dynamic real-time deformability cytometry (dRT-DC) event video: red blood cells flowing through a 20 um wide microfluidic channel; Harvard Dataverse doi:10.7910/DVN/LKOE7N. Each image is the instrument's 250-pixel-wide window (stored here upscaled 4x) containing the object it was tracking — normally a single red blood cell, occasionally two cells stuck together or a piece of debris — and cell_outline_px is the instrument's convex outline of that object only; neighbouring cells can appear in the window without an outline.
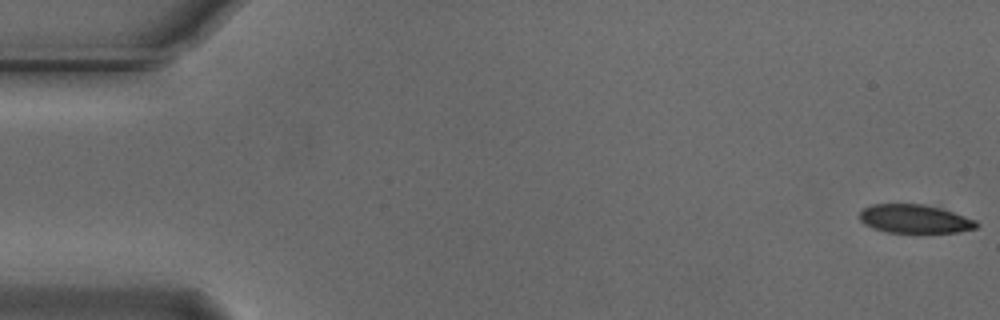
{"species": "Egyptian fruit bat (a non-hibernating species)", "species_latin": "Rousettus aegyptiacus", "temperature_condition": "cold", "stored_images_in_passage": 47, "camera_frame_rate_fps": 3000, "um_per_image_px": 0.085, "animal": {"sex": "male"}, "frame": {"image": 1, "passage_image": 1, "time_ms": 0.0, "image_size_px": [1000, 320], "cell_outline_px": [[980, 224], [976, 228], [960, 232], [888, 232], [872, 228], [864, 224], [860, 220], [860, 212], [864, 208], [872, 204], [924, 204], [940, 208], [976, 220]], "centroid_in_image_um": [77.75, 18.6], "position_along_channel_um": 7.2, "area_um2": 19.36}}
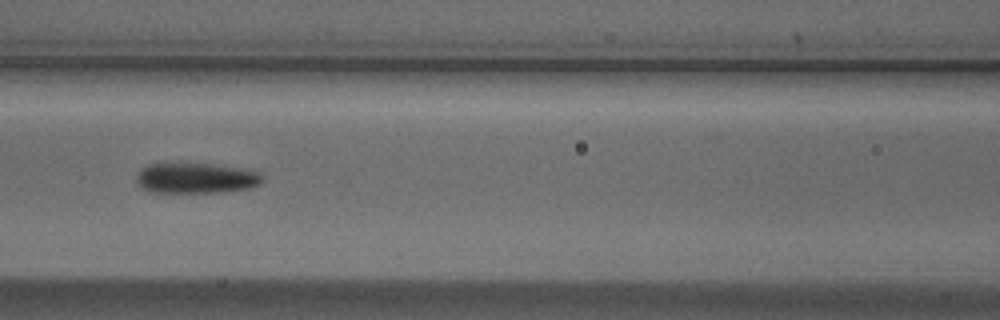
{"frame": {"image": 2, "passage_image": 24, "time_ms": 7.667, "image_size_px": [1000, 320], "cell_outline_px": [[264, 180], [248, 188], [220, 192], [148, 192], [140, 188], [136, 180], [136, 176], [140, 168], [148, 164], [164, 160], [216, 164], [248, 168], [260, 172]], "centroid_in_image_um": [16.58, 15.08], "position_along_channel_um": 150.0, "area_um2": 23.52}}
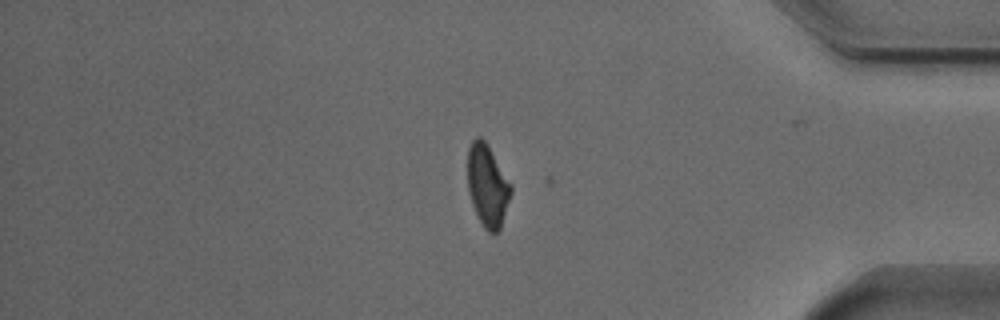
{"frame": {"image": 3, "passage_image": 46, "time_ms": 15.0, "image_size_px": [1000, 320], "cell_outline_px": [[512, 192], [500, 228], [496, 232], [488, 232], [484, 228], [472, 204], [468, 192], [468, 148], [472, 140], [476, 136], [480, 136], [488, 144], [512, 184]], "centroid_in_image_um": [41.44, 15.73], "position_along_channel_um": 393.8, "area_um2": 20.75}, "authors_computed_cell_mechanics": {"area_um2": 22.0218, "velocity_mm_per_s": 3.7351, "shape_relaxation_time_tau1_ms": 3.5467, "shape_relaxation_time_tau2_ms": 7.393, "deformation_change_tau1": 0.1129, "deformation_change_tau2": 0.1351}}